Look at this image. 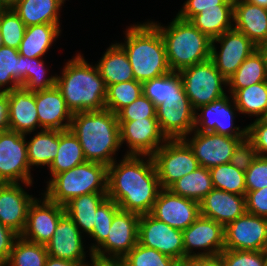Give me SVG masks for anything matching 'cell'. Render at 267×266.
<instances>
[{"label":"cell","mask_w":267,"mask_h":266,"mask_svg":"<svg viewBox=\"0 0 267 266\" xmlns=\"http://www.w3.org/2000/svg\"><path fill=\"white\" fill-rule=\"evenodd\" d=\"M160 190L152 156L124 155L108 166L107 197L122 210L149 214Z\"/></svg>","instance_id":"6da1fadb"},{"label":"cell","mask_w":267,"mask_h":266,"mask_svg":"<svg viewBox=\"0 0 267 266\" xmlns=\"http://www.w3.org/2000/svg\"><path fill=\"white\" fill-rule=\"evenodd\" d=\"M81 144L86 161L111 165L121 147L117 114L104 109L77 112L69 128Z\"/></svg>","instance_id":"7a4b0ae2"},{"label":"cell","mask_w":267,"mask_h":266,"mask_svg":"<svg viewBox=\"0 0 267 266\" xmlns=\"http://www.w3.org/2000/svg\"><path fill=\"white\" fill-rule=\"evenodd\" d=\"M80 53L66 62L56 86L72 114L105 109L107 86L96 65L87 63Z\"/></svg>","instance_id":"3957f363"},{"label":"cell","mask_w":267,"mask_h":266,"mask_svg":"<svg viewBox=\"0 0 267 266\" xmlns=\"http://www.w3.org/2000/svg\"><path fill=\"white\" fill-rule=\"evenodd\" d=\"M125 35V43L118 44L127 54L134 80L143 83L171 72L164 40L150 21L128 26Z\"/></svg>","instance_id":"277c9868"},{"label":"cell","mask_w":267,"mask_h":266,"mask_svg":"<svg viewBox=\"0 0 267 266\" xmlns=\"http://www.w3.org/2000/svg\"><path fill=\"white\" fill-rule=\"evenodd\" d=\"M150 22L160 31L164 40L167 63L172 72H180L210 59L212 40L190 21L176 15L168 26Z\"/></svg>","instance_id":"5b68a950"},{"label":"cell","mask_w":267,"mask_h":266,"mask_svg":"<svg viewBox=\"0 0 267 266\" xmlns=\"http://www.w3.org/2000/svg\"><path fill=\"white\" fill-rule=\"evenodd\" d=\"M108 166L86 161L54 175L43 193L49 200L65 206L73 198L90 193H107Z\"/></svg>","instance_id":"8992f818"},{"label":"cell","mask_w":267,"mask_h":266,"mask_svg":"<svg viewBox=\"0 0 267 266\" xmlns=\"http://www.w3.org/2000/svg\"><path fill=\"white\" fill-rule=\"evenodd\" d=\"M178 73L195 110L226 95L223 87L228 85V81L211 59L182 69Z\"/></svg>","instance_id":"52a82bcc"},{"label":"cell","mask_w":267,"mask_h":266,"mask_svg":"<svg viewBox=\"0 0 267 266\" xmlns=\"http://www.w3.org/2000/svg\"><path fill=\"white\" fill-rule=\"evenodd\" d=\"M152 158L161 189H168L175 181L199 167L192 149L183 139H168Z\"/></svg>","instance_id":"ba28073f"},{"label":"cell","mask_w":267,"mask_h":266,"mask_svg":"<svg viewBox=\"0 0 267 266\" xmlns=\"http://www.w3.org/2000/svg\"><path fill=\"white\" fill-rule=\"evenodd\" d=\"M26 137L13 130L0 132V177L5 183L33 184Z\"/></svg>","instance_id":"9c48e42d"},{"label":"cell","mask_w":267,"mask_h":266,"mask_svg":"<svg viewBox=\"0 0 267 266\" xmlns=\"http://www.w3.org/2000/svg\"><path fill=\"white\" fill-rule=\"evenodd\" d=\"M139 217V214L119 209L108 230V237L92 253L93 257L121 260L138 243Z\"/></svg>","instance_id":"30bf717a"},{"label":"cell","mask_w":267,"mask_h":266,"mask_svg":"<svg viewBox=\"0 0 267 266\" xmlns=\"http://www.w3.org/2000/svg\"><path fill=\"white\" fill-rule=\"evenodd\" d=\"M231 98V95L229 97L225 95L196 109L194 130L231 137H247V126L244 128L234 126L236 111L238 113L239 110Z\"/></svg>","instance_id":"8fae6325"},{"label":"cell","mask_w":267,"mask_h":266,"mask_svg":"<svg viewBox=\"0 0 267 266\" xmlns=\"http://www.w3.org/2000/svg\"><path fill=\"white\" fill-rule=\"evenodd\" d=\"M138 243L175 260L185 258L182 231L156 219L150 213L139 217Z\"/></svg>","instance_id":"7c38bea8"},{"label":"cell","mask_w":267,"mask_h":266,"mask_svg":"<svg viewBox=\"0 0 267 266\" xmlns=\"http://www.w3.org/2000/svg\"><path fill=\"white\" fill-rule=\"evenodd\" d=\"M183 140L192 149L200 167L211 169L221 164L230 163L233 152L238 143L246 137H231L213 132H199L193 130Z\"/></svg>","instance_id":"4fadbf2b"},{"label":"cell","mask_w":267,"mask_h":266,"mask_svg":"<svg viewBox=\"0 0 267 266\" xmlns=\"http://www.w3.org/2000/svg\"><path fill=\"white\" fill-rule=\"evenodd\" d=\"M215 43H220V51H217ZM258 48L245 34L233 28L212 40L210 59L228 80Z\"/></svg>","instance_id":"5bb4252c"},{"label":"cell","mask_w":267,"mask_h":266,"mask_svg":"<svg viewBox=\"0 0 267 266\" xmlns=\"http://www.w3.org/2000/svg\"><path fill=\"white\" fill-rule=\"evenodd\" d=\"M196 110L185 90L170 96L156 106V118L161 132L167 139H183L194 130Z\"/></svg>","instance_id":"9a60e30c"},{"label":"cell","mask_w":267,"mask_h":266,"mask_svg":"<svg viewBox=\"0 0 267 266\" xmlns=\"http://www.w3.org/2000/svg\"><path fill=\"white\" fill-rule=\"evenodd\" d=\"M118 122L121 146L125 142L129 148L125 155L152 156L168 140L157 118Z\"/></svg>","instance_id":"2e32d148"},{"label":"cell","mask_w":267,"mask_h":266,"mask_svg":"<svg viewBox=\"0 0 267 266\" xmlns=\"http://www.w3.org/2000/svg\"><path fill=\"white\" fill-rule=\"evenodd\" d=\"M267 244V218L245 213L224 227V248L264 251Z\"/></svg>","instance_id":"e0dca14e"},{"label":"cell","mask_w":267,"mask_h":266,"mask_svg":"<svg viewBox=\"0 0 267 266\" xmlns=\"http://www.w3.org/2000/svg\"><path fill=\"white\" fill-rule=\"evenodd\" d=\"M182 233L185 258L220 255L225 249L224 227L220 223L202 215ZM194 249L203 251L195 253Z\"/></svg>","instance_id":"ac0fdd59"},{"label":"cell","mask_w":267,"mask_h":266,"mask_svg":"<svg viewBox=\"0 0 267 266\" xmlns=\"http://www.w3.org/2000/svg\"><path fill=\"white\" fill-rule=\"evenodd\" d=\"M43 199L32 202L28 210L27 222L23 239L46 245L52 238L60 217L65 213V207L49 200L45 195Z\"/></svg>","instance_id":"d6986e66"},{"label":"cell","mask_w":267,"mask_h":266,"mask_svg":"<svg viewBox=\"0 0 267 266\" xmlns=\"http://www.w3.org/2000/svg\"><path fill=\"white\" fill-rule=\"evenodd\" d=\"M150 214L169 226L184 231L200 216V203L161 189Z\"/></svg>","instance_id":"ffe728a7"},{"label":"cell","mask_w":267,"mask_h":266,"mask_svg":"<svg viewBox=\"0 0 267 266\" xmlns=\"http://www.w3.org/2000/svg\"><path fill=\"white\" fill-rule=\"evenodd\" d=\"M81 231L65 212L59 219L52 238L47 242L49 256L78 263L86 262V250Z\"/></svg>","instance_id":"44dd1931"},{"label":"cell","mask_w":267,"mask_h":266,"mask_svg":"<svg viewBox=\"0 0 267 266\" xmlns=\"http://www.w3.org/2000/svg\"><path fill=\"white\" fill-rule=\"evenodd\" d=\"M21 186L20 183H5L0 187V222L19 236L25 229L29 207L35 200Z\"/></svg>","instance_id":"7402d4cb"},{"label":"cell","mask_w":267,"mask_h":266,"mask_svg":"<svg viewBox=\"0 0 267 266\" xmlns=\"http://www.w3.org/2000/svg\"><path fill=\"white\" fill-rule=\"evenodd\" d=\"M35 104L41 130L64 131L70 128L73 114L68 109L65 99L56 85L35 92Z\"/></svg>","instance_id":"603a6c76"},{"label":"cell","mask_w":267,"mask_h":266,"mask_svg":"<svg viewBox=\"0 0 267 266\" xmlns=\"http://www.w3.org/2000/svg\"><path fill=\"white\" fill-rule=\"evenodd\" d=\"M246 212L244 195L215 188L200 202V215L220 223L223 227H226Z\"/></svg>","instance_id":"cb8c5ba5"},{"label":"cell","mask_w":267,"mask_h":266,"mask_svg":"<svg viewBox=\"0 0 267 266\" xmlns=\"http://www.w3.org/2000/svg\"><path fill=\"white\" fill-rule=\"evenodd\" d=\"M9 99L10 130L23 135L31 134L39 128V118L35 104V92L18 87L7 92ZM38 127V128H37Z\"/></svg>","instance_id":"d4e9b609"},{"label":"cell","mask_w":267,"mask_h":266,"mask_svg":"<svg viewBox=\"0 0 267 266\" xmlns=\"http://www.w3.org/2000/svg\"><path fill=\"white\" fill-rule=\"evenodd\" d=\"M233 28L261 48L267 43V9L246 0H234Z\"/></svg>","instance_id":"484cf974"},{"label":"cell","mask_w":267,"mask_h":266,"mask_svg":"<svg viewBox=\"0 0 267 266\" xmlns=\"http://www.w3.org/2000/svg\"><path fill=\"white\" fill-rule=\"evenodd\" d=\"M106 86L134 80L132 66L124 49L118 44H111L98 64H95Z\"/></svg>","instance_id":"4316f807"},{"label":"cell","mask_w":267,"mask_h":266,"mask_svg":"<svg viewBox=\"0 0 267 266\" xmlns=\"http://www.w3.org/2000/svg\"><path fill=\"white\" fill-rule=\"evenodd\" d=\"M66 0H21L13 10L25 26L56 24L60 26V8Z\"/></svg>","instance_id":"83f0119b"},{"label":"cell","mask_w":267,"mask_h":266,"mask_svg":"<svg viewBox=\"0 0 267 266\" xmlns=\"http://www.w3.org/2000/svg\"><path fill=\"white\" fill-rule=\"evenodd\" d=\"M61 26L56 24H37L26 27L18 48L21 56L41 58L52 47L61 33Z\"/></svg>","instance_id":"f1b7e54d"},{"label":"cell","mask_w":267,"mask_h":266,"mask_svg":"<svg viewBox=\"0 0 267 266\" xmlns=\"http://www.w3.org/2000/svg\"><path fill=\"white\" fill-rule=\"evenodd\" d=\"M227 81L231 96L239 89L267 81V57L262 48L247 57Z\"/></svg>","instance_id":"f546056e"},{"label":"cell","mask_w":267,"mask_h":266,"mask_svg":"<svg viewBox=\"0 0 267 266\" xmlns=\"http://www.w3.org/2000/svg\"><path fill=\"white\" fill-rule=\"evenodd\" d=\"M107 193H90L73 198L64 207L81 233L90 234L94 228L97 208L107 199Z\"/></svg>","instance_id":"4dcf8cb0"},{"label":"cell","mask_w":267,"mask_h":266,"mask_svg":"<svg viewBox=\"0 0 267 266\" xmlns=\"http://www.w3.org/2000/svg\"><path fill=\"white\" fill-rule=\"evenodd\" d=\"M234 5H218V8L203 9L189 21L211 40L233 29Z\"/></svg>","instance_id":"1f68e13d"},{"label":"cell","mask_w":267,"mask_h":266,"mask_svg":"<svg viewBox=\"0 0 267 266\" xmlns=\"http://www.w3.org/2000/svg\"><path fill=\"white\" fill-rule=\"evenodd\" d=\"M86 162L81 144L70 129L59 130V147L55 159L50 164L51 178Z\"/></svg>","instance_id":"d6a6232c"},{"label":"cell","mask_w":267,"mask_h":266,"mask_svg":"<svg viewBox=\"0 0 267 266\" xmlns=\"http://www.w3.org/2000/svg\"><path fill=\"white\" fill-rule=\"evenodd\" d=\"M27 157L31 166H50L59 147V130L43 129L26 141Z\"/></svg>","instance_id":"836d02e7"},{"label":"cell","mask_w":267,"mask_h":266,"mask_svg":"<svg viewBox=\"0 0 267 266\" xmlns=\"http://www.w3.org/2000/svg\"><path fill=\"white\" fill-rule=\"evenodd\" d=\"M210 171L205 167H198L195 171L175 181L168 189L198 203L213 189Z\"/></svg>","instance_id":"e575fe53"},{"label":"cell","mask_w":267,"mask_h":266,"mask_svg":"<svg viewBox=\"0 0 267 266\" xmlns=\"http://www.w3.org/2000/svg\"><path fill=\"white\" fill-rule=\"evenodd\" d=\"M232 98L239 114L255 116L256 119L267 117V81L239 89Z\"/></svg>","instance_id":"d590c367"},{"label":"cell","mask_w":267,"mask_h":266,"mask_svg":"<svg viewBox=\"0 0 267 266\" xmlns=\"http://www.w3.org/2000/svg\"><path fill=\"white\" fill-rule=\"evenodd\" d=\"M20 86H22V56L17 49L3 45L0 48V93H7Z\"/></svg>","instance_id":"8d00e7d4"},{"label":"cell","mask_w":267,"mask_h":266,"mask_svg":"<svg viewBox=\"0 0 267 266\" xmlns=\"http://www.w3.org/2000/svg\"><path fill=\"white\" fill-rule=\"evenodd\" d=\"M48 256L45 245L29 242L19 236L4 266H45Z\"/></svg>","instance_id":"74e56055"},{"label":"cell","mask_w":267,"mask_h":266,"mask_svg":"<svg viewBox=\"0 0 267 266\" xmlns=\"http://www.w3.org/2000/svg\"><path fill=\"white\" fill-rule=\"evenodd\" d=\"M143 94L155 106L164 102L170 96H178L184 91L183 82L178 72H169L161 77L147 80L142 83Z\"/></svg>","instance_id":"f35d334b"},{"label":"cell","mask_w":267,"mask_h":266,"mask_svg":"<svg viewBox=\"0 0 267 266\" xmlns=\"http://www.w3.org/2000/svg\"><path fill=\"white\" fill-rule=\"evenodd\" d=\"M43 58L22 56V86L31 92L43 91L56 85V74L46 77Z\"/></svg>","instance_id":"ab89813d"},{"label":"cell","mask_w":267,"mask_h":266,"mask_svg":"<svg viewBox=\"0 0 267 266\" xmlns=\"http://www.w3.org/2000/svg\"><path fill=\"white\" fill-rule=\"evenodd\" d=\"M212 184L215 189L246 195L245 172L231 163L221 164L209 169Z\"/></svg>","instance_id":"60d3db41"},{"label":"cell","mask_w":267,"mask_h":266,"mask_svg":"<svg viewBox=\"0 0 267 266\" xmlns=\"http://www.w3.org/2000/svg\"><path fill=\"white\" fill-rule=\"evenodd\" d=\"M143 94L142 82L131 80L112 84L107 87L105 109L117 114Z\"/></svg>","instance_id":"b9f144b4"},{"label":"cell","mask_w":267,"mask_h":266,"mask_svg":"<svg viewBox=\"0 0 267 266\" xmlns=\"http://www.w3.org/2000/svg\"><path fill=\"white\" fill-rule=\"evenodd\" d=\"M119 206L112 199L107 198L96 210V219L94 222L93 231L89 234L95 244L92 243L89 247L90 258H93L92 253L106 240L108 230L111 227L115 213L119 210Z\"/></svg>","instance_id":"7bdbcfd3"},{"label":"cell","mask_w":267,"mask_h":266,"mask_svg":"<svg viewBox=\"0 0 267 266\" xmlns=\"http://www.w3.org/2000/svg\"><path fill=\"white\" fill-rule=\"evenodd\" d=\"M26 26L13 9L0 11V32L4 46L17 49L23 39Z\"/></svg>","instance_id":"ee69618b"},{"label":"cell","mask_w":267,"mask_h":266,"mask_svg":"<svg viewBox=\"0 0 267 266\" xmlns=\"http://www.w3.org/2000/svg\"><path fill=\"white\" fill-rule=\"evenodd\" d=\"M121 260L126 266H171L175 259L137 243Z\"/></svg>","instance_id":"f6af8a7d"},{"label":"cell","mask_w":267,"mask_h":266,"mask_svg":"<svg viewBox=\"0 0 267 266\" xmlns=\"http://www.w3.org/2000/svg\"><path fill=\"white\" fill-rule=\"evenodd\" d=\"M220 256L223 266H267L264 251L224 249Z\"/></svg>","instance_id":"bcb514c9"},{"label":"cell","mask_w":267,"mask_h":266,"mask_svg":"<svg viewBox=\"0 0 267 266\" xmlns=\"http://www.w3.org/2000/svg\"><path fill=\"white\" fill-rule=\"evenodd\" d=\"M118 121H133L143 118H156V106L142 94L130 105L125 106L117 113Z\"/></svg>","instance_id":"7dc6e473"},{"label":"cell","mask_w":267,"mask_h":266,"mask_svg":"<svg viewBox=\"0 0 267 266\" xmlns=\"http://www.w3.org/2000/svg\"><path fill=\"white\" fill-rule=\"evenodd\" d=\"M245 182L247 191L267 187V157L257 156L245 172Z\"/></svg>","instance_id":"c3c4849f"},{"label":"cell","mask_w":267,"mask_h":266,"mask_svg":"<svg viewBox=\"0 0 267 266\" xmlns=\"http://www.w3.org/2000/svg\"><path fill=\"white\" fill-rule=\"evenodd\" d=\"M257 156L258 154L254 148L253 142L246 137L242 139L236 146L230 163L239 170L246 172Z\"/></svg>","instance_id":"681fc988"},{"label":"cell","mask_w":267,"mask_h":266,"mask_svg":"<svg viewBox=\"0 0 267 266\" xmlns=\"http://www.w3.org/2000/svg\"><path fill=\"white\" fill-rule=\"evenodd\" d=\"M247 128V137L253 142L258 156L267 157V118L255 119Z\"/></svg>","instance_id":"f907efd6"},{"label":"cell","mask_w":267,"mask_h":266,"mask_svg":"<svg viewBox=\"0 0 267 266\" xmlns=\"http://www.w3.org/2000/svg\"><path fill=\"white\" fill-rule=\"evenodd\" d=\"M218 5H234V0H186L176 15L189 21L203 9L218 8Z\"/></svg>","instance_id":"816d5d0a"},{"label":"cell","mask_w":267,"mask_h":266,"mask_svg":"<svg viewBox=\"0 0 267 266\" xmlns=\"http://www.w3.org/2000/svg\"><path fill=\"white\" fill-rule=\"evenodd\" d=\"M245 199L247 213L267 218V187L246 191Z\"/></svg>","instance_id":"f5cc1de1"},{"label":"cell","mask_w":267,"mask_h":266,"mask_svg":"<svg viewBox=\"0 0 267 266\" xmlns=\"http://www.w3.org/2000/svg\"><path fill=\"white\" fill-rule=\"evenodd\" d=\"M18 237L17 233L0 222V266L6 264L13 244Z\"/></svg>","instance_id":"db71d44e"},{"label":"cell","mask_w":267,"mask_h":266,"mask_svg":"<svg viewBox=\"0 0 267 266\" xmlns=\"http://www.w3.org/2000/svg\"><path fill=\"white\" fill-rule=\"evenodd\" d=\"M10 130L8 93H0V132Z\"/></svg>","instance_id":"11a10c76"},{"label":"cell","mask_w":267,"mask_h":266,"mask_svg":"<svg viewBox=\"0 0 267 266\" xmlns=\"http://www.w3.org/2000/svg\"><path fill=\"white\" fill-rule=\"evenodd\" d=\"M190 266H223L220 255L195 256L190 258Z\"/></svg>","instance_id":"9f6ffc18"},{"label":"cell","mask_w":267,"mask_h":266,"mask_svg":"<svg viewBox=\"0 0 267 266\" xmlns=\"http://www.w3.org/2000/svg\"><path fill=\"white\" fill-rule=\"evenodd\" d=\"M87 265L89 264L58 259V258H54L51 256L47 257L46 264H45V266H87Z\"/></svg>","instance_id":"6f0895ef"},{"label":"cell","mask_w":267,"mask_h":266,"mask_svg":"<svg viewBox=\"0 0 267 266\" xmlns=\"http://www.w3.org/2000/svg\"><path fill=\"white\" fill-rule=\"evenodd\" d=\"M89 266H126L122 260L91 258Z\"/></svg>","instance_id":"680465c9"},{"label":"cell","mask_w":267,"mask_h":266,"mask_svg":"<svg viewBox=\"0 0 267 266\" xmlns=\"http://www.w3.org/2000/svg\"><path fill=\"white\" fill-rule=\"evenodd\" d=\"M21 0H0V6L3 10L13 9Z\"/></svg>","instance_id":"91938a15"},{"label":"cell","mask_w":267,"mask_h":266,"mask_svg":"<svg viewBox=\"0 0 267 266\" xmlns=\"http://www.w3.org/2000/svg\"><path fill=\"white\" fill-rule=\"evenodd\" d=\"M171 266H190V258L174 260Z\"/></svg>","instance_id":"94428289"},{"label":"cell","mask_w":267,"mask_h":266,"mask_svg":"<svg viewBox=\"0 0 267 266\" xmlns=\"http://www.w3.org/2000/svg\"><path fill=\"white\" fill-rule=\"evenodd\" d=\"M246 1L267 9V0H246Z\"/></svg>","instance_id":"6125c7cd"},{"label":"cell","mask_w":267,"mask_h":266,"mask_svg":"<svg viewBox=\"0 0 267 266\" xmlns=\"http://www.w3.org/2000/svg\"><path fill=\"white\" fill-rule=\"evenodd\" d=\"M261 48H262V50L265 52L266 57H267V43L264 44Z\"/></svg>","instance_id":"be15d7a7"},{"label":"cell","mask_w":267,"mask_h":266,"mask_svg":"<svg viewBox=\"0 0 267 266\" xmlns=\"http://www.w3.org/2000/svg\"><path fill=\"white\" fill-rule=\"evenodd\" d=\"M3 46V41H2V35H1V32H0V48Z\"/></svg>","instance_id":"e7e4bbea"},{"label":"cell","mask_w":267,"mask_h":266,"mask_svg":"<svg viewBox=\"0 0 267 266\" xmlns=\"http://www.w3.org/2000/svg\"><path fill=\"white\" fill-rule=\"evenodd\" d=\"M5 184L4 180L0 177V187H2Z\"/></svg>","instance_id":"03108f58"},{"label":"cell","mask_w":267,"mask_h":266,"mask_svg":"<svg viewBox=\"0 0 267 266\" xmlns=\"http://www.w3.org/2000/svg\"><path fill=\"white\" fill-rule=\"evenodd\" d=\"M264 253H265L266 261H267V244H266V246H265V248H264Z\"/></svg>","instance_id":"003e7915"}]
</instances>
